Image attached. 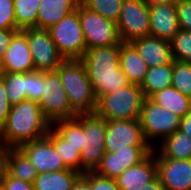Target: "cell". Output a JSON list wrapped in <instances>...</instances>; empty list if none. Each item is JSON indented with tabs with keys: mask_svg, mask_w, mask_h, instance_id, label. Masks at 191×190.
Here are the masks:
<instances>
[{
	"mask_svg": "<svg viewBox=\"0 0 191 190\" xmlns=\"http://www.w3.org/2000/svg\"><path fill=\"white\" fill-rule=\"evenodd\" d=\"M12 104L6 96V89L3 77L0 78V129L7 121Z\"/></svg>",
	"mask_w": 191,
	"mask_h": 190,
	"instance_id": "obj_38",
	"label": "cell"
},
{
	"mask_svg": "<svg viewBox=\"0 0 191 190\" xmlns=\"http://www.w3.org/2000/svg\"><path fill=\"white\" fill-rule=\"evenodd\" d=\"M81 176L89 183L91 190H120L115 179L99 176L95 171H86Z\"/></svg>",
	"mask_w": 191,
	"mask_h": 190,
	"instance_id": "obj_36",
	"label": "cell"
},
{
	"mask_svg": "<svg viewBox=\"0 0 191 190\" xmlns=\"http://www.w3.org/2000/svg\"><path fill=\"white\" fill-rule=\"evenodd\" d=\"M149 6L143 0H123L117 30L121 42L150 36Z\"/></svg>",
	"mask_w": 191,
	"mask_h": 190,
	"instance_id": "obj_11",
	"label": "cell"
},
{
	"mask_svg": "<svg viewBox=\"0 0 191 190\" xmlns=\"http://www.w3.org/2000/svg\"><path fill=\"white\" fill-rule=\"evenodd\" d=\"M81 60L97 98L129 84L120 66V45L87 49Z\"/></svg>",
	"mask_w": 191,
	"mask_h": 190,
	"instance_id": "obj_2",
	"label": "cell"
},
{
	"mask_svg": "<svg viewBox=\"0 0 191 190\" xmlns=\"http://www.w3.org/2000/svg\"><path fill=\"white\" fill-rule=\"evenodd\" d=\"M51 127L72 147L79 152L83 145V114L75 118L60 120L51 124Z\"/></svg>",
	"mask_w": 191,
	"mask_h": 190,
	"instance_id": "obj_27",
	"label": "cell"
},
{
	"mask_svg": "<svg viewBox=\"0 0 191 190\" xmlns=\"http://www.w3.org/2000/svg\"><path fill=\"white\" fill-rule=\"evenodd\" d=\"M179 130L191 137V111L181 118Z\"/></svg>",
	"mask_w": 191,
	"mask_h": 190,
	"instance_id": "obj_41",
	"label": "cell"
},
{
	"mask_svg": "<svg viewBox=\"0 0 191 190\" xmlns=\"http://www.w3.org/2000/svg\"><path fill=\"white\" fill-rule=\"evenodd\" d=\"M80 3L89 10L117 23L123 0H80Z\"/></svg>",
	"mask_w": 191,
	"mask_h": 190,
	"instance_id": "obj_31",
	"label": "cell"
},
{
	"mask_svg": "<svg viewBox=\"0 0 191 190\" xmlns=\"http://www.w3.org/2000/svg\"><path fill=\"white\" fill-rule=\"evenodd\" d=\"M105 152L130 150V146H150L146 141L139 119L106 121Z\"/></svg>",
	"mask_w": 191,
	"mask_h": 190,
	"instance_id": "obj_12",
	"label": "cell"
},
{
	"mask_svg": "<svg viewBox=\"0 0 191 190\" xmlns=\"http://www.w3.org/2000/svg\"><path fill=\"white\" fill-rule=\"evenodd\" d=\"M51 128L36 101L24 100L11 106L7 121L0 129V150L19 148L41 139Z\"/></svg>",
	"mask_w": 191,
	"mask_h": 190,
	"instance_id": "obj_1",
	"label": "cell"
},
{
	"mask_svg": "<svg viewBox=\"0 0 191 190\" xmlns=\"http://www.w3.org/2000/svg\"><path fill=\"white\" fill-rule=\"evenodd\" d=\"M0 190H6L4 187H3V185L0 187Z\"/></svg>",
	"mask_w": 191,
	"mask_h": 190,
	"instance_id": "obj_47",
	"label": "cell"
},
{
	"mask_svg": "<svg viewBox=\"0 0 191 190\" xmlns=\"http://www.w3.org/2000/svg\"><path fill=\"white\" fill-rule=\"evenodd\" d=\"M175 5L180 30L191 32V0H178Z\"/></svg>",
	"mask_w": 191,
	"mask_h": 190,
	"instance_id": "obj_37",
	"label": "cell"
},
{
	"mask_svg": "<svg viewBox=\"0 0 191 190\" xmlns=\"http://www.w3.org/2000/svg\"><path fill=\"white\" fill-rule=\"evenodd\" d=\"M19 149L28 157L37 174L68 169L52 142L45 136L27 142Z\"/></svg>",
	"mask_w": 191,
	"mask_h": 190,
	"instance_id": "obj_15",
	"label": "cell"
},
{
	"mask_svg": "<svg viewBox=\"0 0 191 190\" xmlns=\"http://www.w3.org/2000/svg\"><path fill=\"white\" fill-rule=\"evenodd\" d=\"M5 75V69L3 65V58L0 57V78H2Z\"/></svg>",
	"mask_w": 191,
	"mask_h": 190,
	"instance_id": "obj_46",
	"label": "cell"
},
{
	"mask_svg": "<svg viewBox=\"0 0 191 190\" xmlns=\"http://www.w3.org/2000/svg\"><path fill=\"white\" fill-rule=\"evenodd\" d=\"M0 29L20 30L16 24L13 0H0Z\"/></svg>",
	"mask_w": 191,
	"mask_h": 190,
	"instance_id": "obj_35",
	"label": "cell"
},
{
	"mask_svg": "<svg viewBox=\"0 0 191 190\" xmlns=\"http://www.w3.org/2000/svg\"><path fill=\"white\" fill-rule=\"evenodd\" d=\"M19 30L0 29V57L3 58L13 35Z\"/></svg>",
	"mask_w": 191,
	"mask_h": 190,
	"instance_id": "obj_40",
	"label": "cell"
},
{
	"mask_svg": "<svg viewBox=\"0 0 191 190\" xmlns=\"http://www.w3.org/2000/svg\"><path fill=\"white\" fill-rule=\"evenodd\" d=\"M17 27L22 30L37 27L40 0H13Z\"/></svg>",
	"mask_w": 191,
	"mask_h": 190,
	"instance_id": "obj_29",
	"label": "cell"
},
{
	"mask_svg": "<svg viewBox=\"0 0 191 190\" xmlns=\"http://www.w3.org/2000/svg\"><path fill=\"white\" fill-rule=\"evenodd\" d=\"M2 185L6 190H34L33 184L14 178L7 172L4 174Z\"/></svg>",
	"mask_w": 191,
	"mask_h": 190,
	"instance_id": "obj_39",
	"label": "cell"
},
{
	"mask_svg": "<svg viewBox=\"0 0 191 190\" xmlns=\"http://www.w3.org/2000/svg\"><path fill=\"white\" fill-rule=\"evenodd\" d=\"M140 190H165V189H164L163 185L161 184L160 180L158 178H156L149 185H147L146 187H144Z\"/></svg>",
	"mask_w": 191,
	"mask_h": 190,
	"instance_id": "obj_43",
	"label": "cell"
},
{
	"mask_svg": "<svg viewBox=\"0 0 191 190\" xmlns=\"http://www.w3.org/2000/svg\"><path fill=\"white\" fill-rule=\"evenodd\" d=\"M106 121L95 113L83 114L81 173L95 171L105 154Z\"/></svg>",
	"mask_w": 191,
	"mask_h": 190,
	"instance_id": "obj_7",
	"label": "cell"
},
{
	"mask_svg": "<svg viewBox=\"0 0 191 190\" xmlns=\"http://www.w3.org/2000/svg\"><path fill=\"white\" fill-rule=\"evenodd\" d=\"M157 178V165L153 151L141 162L125 169L115 181L120 190H140Z\"/></svg>",
	"mask_w": 191,
	"mask_h": 190,
	"instance_id": "obj_17",
	"label": "cell"
},
{
	"mask_svg": "<svg viewBox=\"0 0 191 190\" xmlns=\"http://www.w3.org/2000/svg\"><path fill=\"white\" fill-rule=\"evenodd\" d=\"M172 86L191 98V62L173 60Z\"/></svg>",
	"mask_w": 191,
	"mask_h": 190,
	"instance_id": "obj_32",
	"label": "cell"
},
{
	"mask_svg": "<svg viewBox=\"0 0 191 190\" xmlns=\"http://www.w3.org/2000/svg\"><path fill=\"white\" fill-rule=\"evenodd\" d=\"M6 96L13 105L26 100V73L5 72Z\"/></svg>",
	"mask_w": 191,
	"mask_h": 190,
	"instance_id": "obj_30",
	"label": "cell"
},
{
	"mask_svg": "<svg viewBox=\"0 0 191 190\" xmlns=\"http://www.w3.org/2000/svg\"><path fill=\"white\" fill-rule=\"evenodd\" d=\"M21 31L26 36L35 71H56L65 58L59 53L49 30L30 27Z\"/></svg>",
	"mask_w": 191,
	"mask_h": 190,
	"instance_id": "obj_10",
	"label": "cell"
},
{
	"mask_svg": "<svg viewBox=\"0 0 191 190\" xmlns=\"http://www.w3.org/2000/svg\"><path fill=\"white\" fill-rule=\"evenodd\" d=\"M80 0H40L37 27L49 29L61 19L73 13Z\"/></svg>",
	"mask_w": 191,
	"mask_h": 190,
	"instance_id": "obj_20",
	"label": "cell"
},
{
	"mask_svg": "<svg viewBox=\"0 0 191 190\" xmlns=\"http://www.w3.org/2000/svg\"><path fill=\"white\" fill-rule=\"evenodd\" d=\"M153 149L151 146H130V150H117L114 153L105 152L101 164L95 172L99 176L116 179L125 169L144 160Z\"/></svg>",
	"mask_w": 191,
	"mask_h": 190,
	"instance_id": "obj_14",
	"label": "cell"
},
{
	"mask_svg": "<svg viewBox=\"0 0 191 190\" xmlns=\"http://www.w3.org/2000/svg\"><path fill=\"white\" fill-rule=\"evenodd\" d=\"M157 178L165 190H191V159H171L154 150Z\"/></svg>",
	"mask_w": 191,
	"mask_h": 190,
	"instance_id": "obj_13",
	"label": "cell"
},
{
	"mask_svg": "<svg viewBox=\"0 0 191 190\" xmlns=\"http://www.w3.org/2000/svg\"><path fill=\"white\" fill-rule=\"evenodd\" d=\"M149 68L173 64L170 42L153 36L137 38L130 42Z\"/></svg>",
	"mask_w": 191,
	"mask_h": 190,
	"instance_id": "obj_19",
	"label": "cell"
},
{
	"mask_svg": "<svg viewBox=\"0 0 191 190\" xmlns=\"http://www.w3.org/2000/svg\"><path fill=\"white\" fill-rule=\"evenodd\" d=\"M3 65L5 72L29 73L35 71L26 36L21 30L13 35L3 56Z\"/></svg>",
	"mask_w": 191,
	"mask_h": 190,
	"instance_id": "obj_18",
	"label": "cell"
},
{
	"mask_svg": "<svg viewBox=\"0 0 191 190\" xmlns=\"http://www.w3.org/2000/svg\"><path fill=\"white\" fill-rule=\"evenodd\" d=\"M5 172H6L5 161H4L2 154L0 153V187L3 184V177H4Z\"/></svg>",
	"mask_w": 191,
	"mask_h": 190,
	"instance_id": "obj_45",
	"label": "cell"
},
{
	"mask_svg": "<svg viewBox=\"0 0 191 190\" xmlns=\"http://www.w3.org/2000/svg\"><path fill=\"white\" fill-rule=\"evenodd\" d=\"M148 6L159 4L176 3L178 0H143Z\"/></svg>",
	"mask_w": 191,
	"mask_h": 190,
	"instance_id": "obj_44",
	"label": "cell"
},
{
	"mask_svg": "<svg viewBox=\"0 0 191 190\" xmlns=\"http://www.w3.org/2000/svg\"><path fill=\"white\" fill-rule=\"evenodd\" d=\"M144 100L140 86L129 83L114 92L100 95L94 113L107 121L139 119Z\"/></svg>",
	"mask_w": 191,
	"mask_h": 190,
	"instance_id": "obj_4",
	"label": "cell"
},
{
	"mask_svg": "<svg viewBox=\"0 0 191 190\" xmlns=\"http://www.w3.org/2000/svg\"><path fill=\"white\" fill-rule=\"evenodd\" d=\"M72 190H91L89 183L80 176L74 183Z\"/></svg>",
	"mask_w": 191,
	"mask_h": 190,
	"instance_id": "obj_42",
	"label": "cell"
},
{
	"mask_svg": "<svg viewBox=\"0 0 191 190\" xmlns=\"http://www.w3.org/2000/svg\"><path fill=\"white\" fill-rule=\"evenodd\" d=\"M120 66L129 83L139 86L144 81L149 68L130 42H121Z\"/></svg>",
	"mask_w": 191,
	"mask_h": 190,
	"instance_id": "obj_21",
	"label": "cell"
},
{
	"mask_svg": "<svg viewBox=\"0 0 191 190\" xmlns=\"http://www.w3.org/2000/svg\"><path fill=\"white\" fill-rule=\"evenodd\" d=\"M170 46L173 60L191 62V32L179 30Z\"/></svg>",
	"mask_w": 191,
	"mask_h": 190,
	"instance_id": "obj_33",
	"label": "cell"
},
{
	"mask_svg": "<svg viewBox=\"0 0 191 190\" xmlns=\"http://www.w3.org/2000/svg\"><path fill=\"white\" fill-rule=\"evenodd\" d=\"M59 73L71 109L77 114H93L97 96L91 86L81 59H65L56 69Z\"/></svg>",
	"mask_w": 191,
	"mask_h": 190,
	"instance_id": "obj_3",
	"label": "cell"
},
{
	"mask_svg": "<svg viewBox=\"0 0 191 190\" xmlns=\"http://www.w3.org/2000/svg\"><path fill=\"white\" fill-rule=\"evenodd\" d=\"M80 23L87 49L121 45L117 24L78 4Z\"/></svg>",
	"mask_w": 191,
	"mask_h": 190,
	"instance_id": "obj_9",
	"label": "cell"
},
{
	"mask_svg": "<svg viewBox=\"0 0 191 190\" xmlns=\"http://www.w3.org/2000/svg\"><path fill=\"white\" fill-rule=\"evenodd\" d=\"M48 30L59 53L65 59H81L83 57L87 48L77 10Z\"/></svg>",
	"mask_w": 191,
	"mask_h": 190,
	"instance_id": "obj_8",
	"label": "cell"
},
{
	"mask_svg": "<svg viewBox=\"0 0 191 190\" xmlns=\"http://www.w3.org/2000/svg\"><path fill=\"white\" fill-rule=\"evenodd\" d=\"M144 137L151 147L153 140L160 142L180 128L181 117L170 110L162 108L150 98H145L139 117Z\"/></svg>",
	"mask_w": 191,
	"mask_h": 190,
	"instance_id": "obj_5",
	"label": "cell"
},
{
	"mask_svg": "<svg viewBox=\"0 0 191 190\" xmlns=\"http://www.w3.org/2000/svg\"><path fill=\"white\" fill-rule=\"evenodd\" d=\"M157 105L172 111L181 118L191 111V98L173 86L167 87L150 98Z\"/></svg>",
	"mask_w": 191,
	"mask_h": 190,
	"instance_id": "obj_26",
	"label": "cell"
},
{
	"mask_svg": "<svg viewBox=\"0 0 191 190\" xmlns=\"http://www.w3.org/2000/svg\"><path fill=\"white\" fill-rule=\"evenodd\" d=\"M173 64L148 68L144 81L140 85L145 98H151L161 90L172 86Z\"/></svg>",
	"mask_w": 191,
	"mask_h": 190,
	"instance_id": "obj_25",
	"label": "cell"
},
{
	"mask_svg": "<svg viewBox=\"0 0 191 190\" xmlns=\"http://www.w3.org/2000/svg\"><path fill=\"white\" fill-rule=\"evenodd\" d=\"M81 175L82 173L70 168L37 174L33 188L34 190H72Z\"/></svg>",
	"mask_w": 191,
	"mask_h": 190,
	"instance_id": "obj_23",
	"label": "cell"
},
{
	"mask_svg": "<svg viewBox=\"0 0 191 190\" xmlns=\"http://www.w3.org/2000/svg\"><path fill=\"white\" fill-rule=\"evenodd\" d=\"M43 95V72L26 73V100L39 102Z\"/></svg>",
	"mask_w": 191,
	"mask_h": 190,
	"instance_id": "obj_34",
	"label": "cell"
},
{
	"mask_svg": "<svg viewBox=\"0 0 191 190\" xmlns=\"http://www.w3.org/2000/svg\"><path fill=\"white\" fill-rule=\"evenodd\" d=\"M150 36L171 41L179 32L175 3L149 6Z\"/></svg>",
	"mask_w": 191,
	"mask_h": 190,
	"instance_id": "obj_16",
	"label": "cell"
},
{
	"mask_svg": "<svg viewBox=\"0 0 191 190\" xmlns=\"http://www.w3.org/2000/svg\"><path fill=\"white\" fill-rule=\"evenodd\" d=\"M154 150L165 158L191 159V137L178 129L161 142L158 141V147L155 146Z\"/></svg>",
	"mask_w": 191,
	"mask_h": 190,
	"instance_id": "obj_24",
	"label": "cell"
},
{
	"mask_svg": "<svg viewBox=\"0 0 191 190\" xmlns=\"http://www.w3.org/2000/svg\"><path fill=\"white\" fill-rule=\"evenodd\" d=\"M46 137L52 142L64 164L81 173V157L77 148L69 145L52 127L47 132Z\"/></svg>",
	"mask_w": 191,
	"mask_h": 190,
	"instance_id": "obj_28",
	"label": "cell"
},
{
	"mask_svg": "<svg viewBox=\"0 0 191 190\" xmlns=\"http://www.w3.org/2000/svg\"><path fill=\"white\" fill-rule=\"evenodd\" d=\"M38 103L50 124L77 116L71 109L67 93L57 71L43 72V95Z\"/></svg>",
	"mask_w": 191,
	"mask_h": 190,
	"instance_id": "obj_6",
	"label": "cell"
},
{
	"mask_svg": "<svg viewBox=\"0 0 191 190\" xmlns=\"http://www.w3.org/2000/svg\"><path fill=\"white\" fill-rule=\"evenodd\" d=\"M0 153L5 161L6 172L10 176L31 184L34 183L37 177L35 167L19 148L1 149Z\"/></svg>",
	"mask_w": 191,
	"mask_h": 190,
	"instance_id": "obj_22",
	"label": "cell"
}]
</instances>
